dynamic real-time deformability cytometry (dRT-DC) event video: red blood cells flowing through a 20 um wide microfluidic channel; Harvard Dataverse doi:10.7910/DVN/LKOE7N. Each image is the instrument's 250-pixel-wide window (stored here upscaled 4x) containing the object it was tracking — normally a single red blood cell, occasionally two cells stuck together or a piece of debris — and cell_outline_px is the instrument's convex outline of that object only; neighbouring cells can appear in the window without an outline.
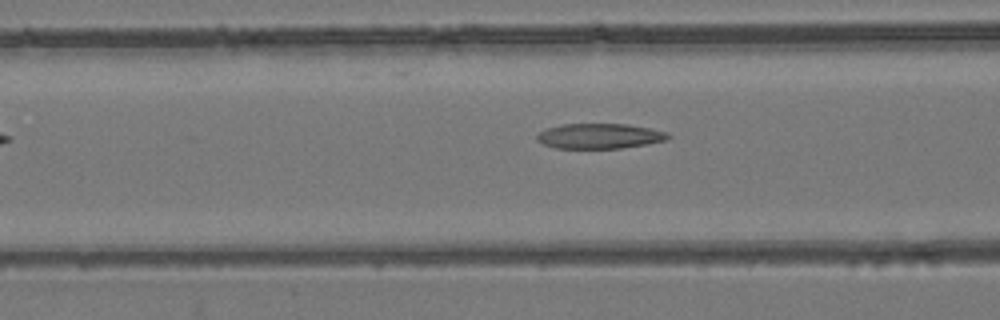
{"species": "common noctule bat (a hibernating species)", "species_latin": "Nyctalus noctula", "temperature_condition": "room temperature", "stored_images_in_passage": 35, "camera_frame_rate_fps": 3000, "um_per_image_px": 0.085, "animal": {"sex": "female", "body_mass_g": 24.6, "forearm_length_mm": 56.2}, "frame": {"image": 1, "passage_image": 5, "time_ms": 1.333, "image_size_px": [1000, 320], "cell_outline_px": [[672, 136], [668, 140], [648, 144], [620, 148], [556, 148], [544, 144], [536, 140], [536, 136], [540, 132], [548, 128], [560, 124], [628, 124], [652, 128], [668, 132]], "centroid_in_image_um": [51.02, 11.56], "position_along_channel_um": 115.6, "area_um2": 19.36}}
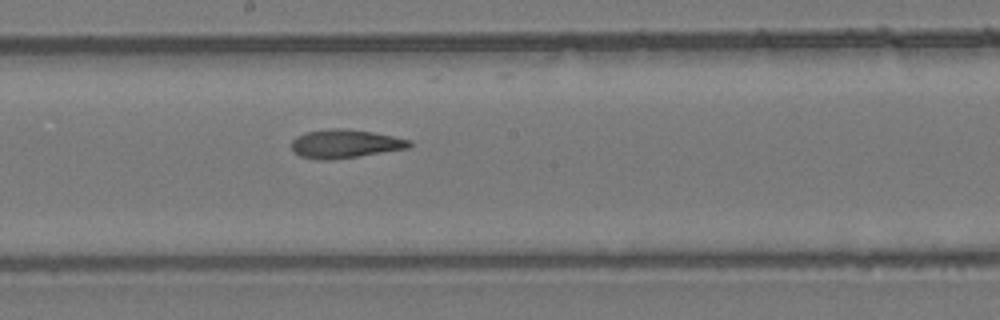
{"frame": {"image": 2, "passage_image": 13, "time_ms": 4.0, "image_size_px": [1000, 320], "cell_outline_px": [[412, 144], [408, 148], [360, 156], [328, 160], [320, 160], [300, 156], [292, 152], [292, 140], [296, 136], [304, 132], [328, 128], [340, 128], [372, 132], [412, 140]], "centroid_in_image_um": [29.29, 12.22], "position_along_channel_um": 218.9, "area_um2": 19.71}}
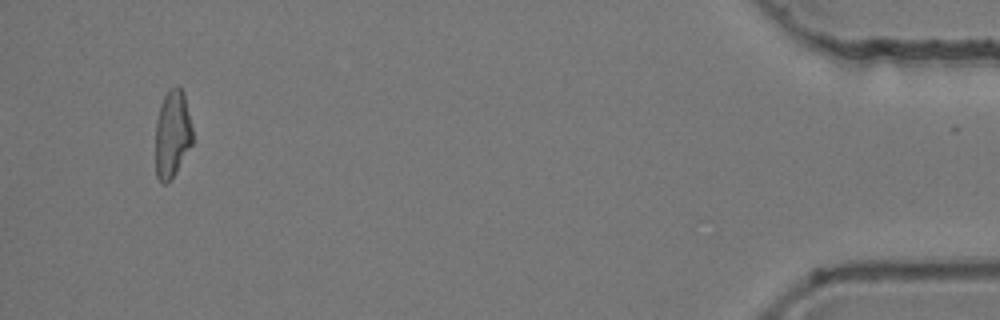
{"frame": {"image": 3, "passage_image": 35, "time_ms": 11.333, "image_size_px": [1000, 320], "cell_outline_px": [[192, 144], [176, 172], [164, 184], [156, 176], [156, 120], [160, 104], [168, 88], [176, 84], [184, 92], [192, 128]], "centroid_in_image_um": [14.64, 11.32], "position_along_channel_um": 420.6, "area_um2": 18.9}, "authors_computed_cell_mechanics": {"area_um2": 19.1318, "velocity_mm_per_s": 3.8688, "shape_relaxation_time_tau1_ms": null, "shape_relaxation_time_tau2_ms": 4.4589, "deformation_change_tau1": null, "deformation_change_tau2": 0.136}}